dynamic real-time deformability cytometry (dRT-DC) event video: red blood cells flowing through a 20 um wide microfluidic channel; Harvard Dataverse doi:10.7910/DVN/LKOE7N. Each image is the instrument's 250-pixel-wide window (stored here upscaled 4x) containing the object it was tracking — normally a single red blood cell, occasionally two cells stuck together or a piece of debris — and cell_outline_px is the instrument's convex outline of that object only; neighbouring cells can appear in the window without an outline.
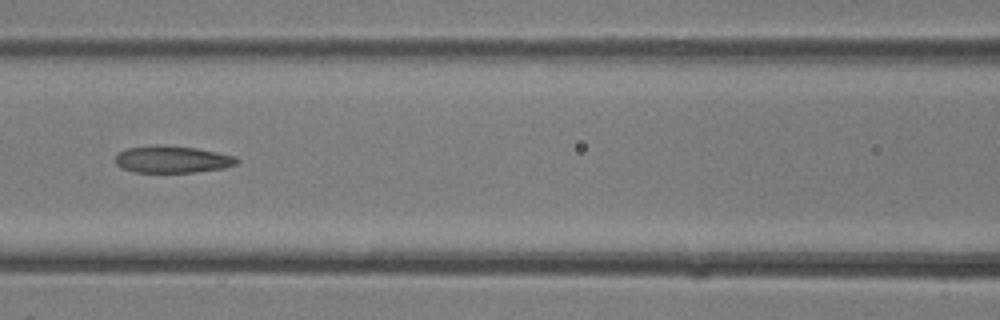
{"species": "common noctule bat (a hibernating species)", "species_latin": "Nyctalus noctula", "temperature_condition": "room temperature", "stored_images_in_passage": 34, "camera_frame_rate_fps": 3000, "um_per_image_px": 0.085, "animal": {"sex": "female"}, "frame": {"image": 1, "passage_image": 15, "time_ms": 4.667, "image_size_px": [1000, 320], "cell_outline_px": [[240, 160], [236, 164], [224, 168], [196, 172], [132, 172], [120, 168], [116, 164], [116, 156], [120, 152], [128, 148], [196, 148], [236, 156]], "centroid_in_image_um": [14.7, 13.61], "position_along_channel_um": 151.9, "area_um2": 18.21}}
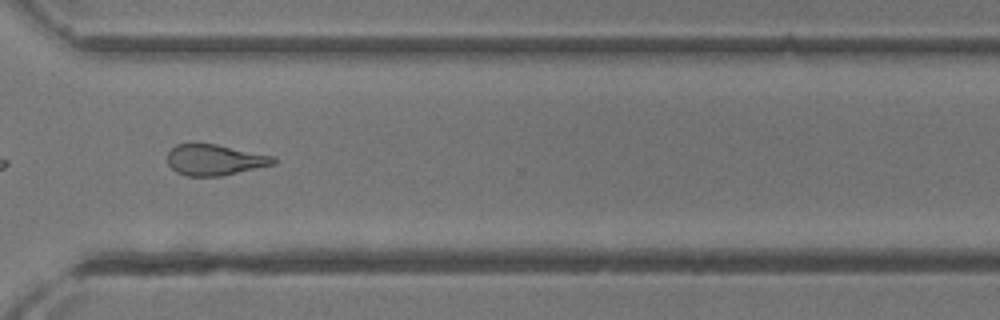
{"frame": {"image": 2, "passage_image": 25, "time_ms": 8.0, "image_size_px": [1000, 320], "cell_outline_px": [[276, 164], [220, 176], [188, 176], [176, 172], [168, 164], [168, 152], [176, 144], [216, 144], [276, 156]], "centroid_in_image_um": [18.28, 13.59], "position_along_channel_um": 352.3, "area_um2": 19.07}}